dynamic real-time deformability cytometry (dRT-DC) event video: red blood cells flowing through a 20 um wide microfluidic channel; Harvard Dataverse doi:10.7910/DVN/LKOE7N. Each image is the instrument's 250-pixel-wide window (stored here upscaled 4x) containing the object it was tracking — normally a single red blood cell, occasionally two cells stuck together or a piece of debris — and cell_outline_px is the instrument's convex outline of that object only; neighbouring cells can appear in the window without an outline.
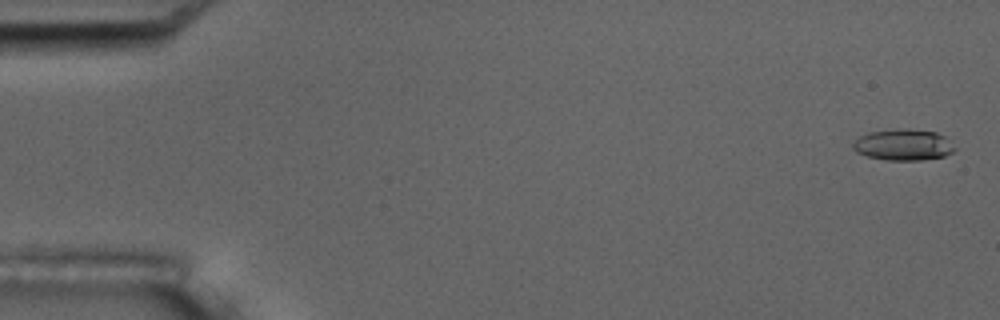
{"species": "common noctule bat (a hibernating species)", "species_latin": "Nyctalus noctula", "temperature_condition": "room temperature", "stored_images_in_passage": 9, "camera_frame_rate_fps": 3000, "um_per_image_px": 0.085, "animal": {"sex": "male", "body_mass_g": 17.5, "forearm_length_mm": 52.3}, "frame": {"image": 1, "passage_image": 1, "time_ms": 0.0, "image_size_px": [1000, 320], "cell_outline_px": [[956, 148], [952, 152], [944, 156], [924, 160], [888, 160], [868, 156], [856, 152], [852, 148], [852, 144], [860, 136], [868, 132], [896, 128], [908, 128], [936, 132], [944, 136]], "centroid_in_image_um": [76.77, 12.29], "position_along_channel_um": 8.2, "area_um2": 18.61}}
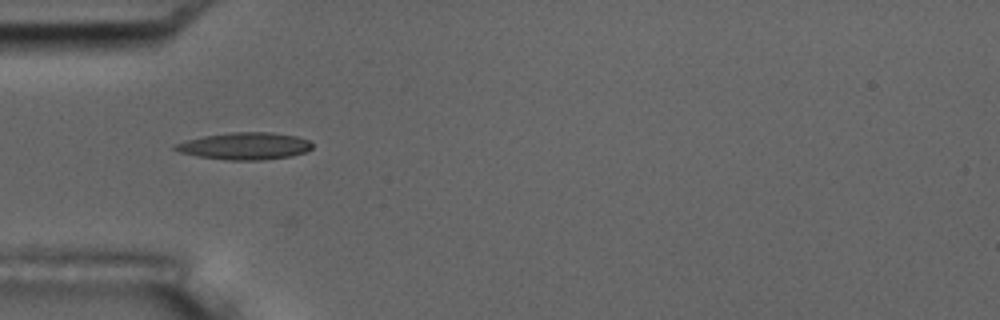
{"frame": {"image": 2, "passage_image": 5, "time_ms": 5.333, "image_size_px": [1000, 320], "cell_outline_px": [[312, 148], [304, 152], [292, 156], [260, 160], [228, 160], [196, 156], [180, 152], [172, 148], [172, 144], [184, 140], [204, 136], [232, 132], [272, 132], [296, 136], [308, 140], [312, 144]], "centroid_in_image_um": [20.76, 12.41], "position_along_channel_um": 64.2, "area_um2": 21.73}}
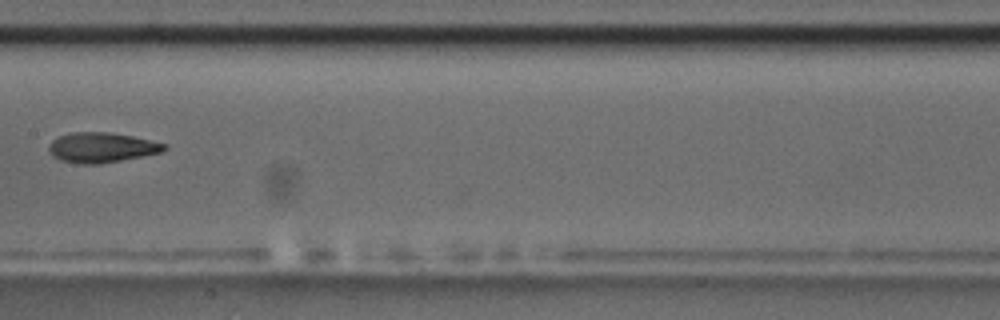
{"frame": {"image": 3, "passage_image": 8, "time_ms": 9.0, "image_size_px": [1000, 320], "cell_outline_px": [[168, 148], [160, 152], [100, 164], [84, 164], [60, 160], [52, 156], [48, 148], [48, 144], [52, 140], [60, 136], [72, 132], [112, 132], [132, 136], [168, 144]], "centroid_in_image_um": [8.62, 12.53], "position_along_channel_um": 198.8, "area_um2": 20.11}}